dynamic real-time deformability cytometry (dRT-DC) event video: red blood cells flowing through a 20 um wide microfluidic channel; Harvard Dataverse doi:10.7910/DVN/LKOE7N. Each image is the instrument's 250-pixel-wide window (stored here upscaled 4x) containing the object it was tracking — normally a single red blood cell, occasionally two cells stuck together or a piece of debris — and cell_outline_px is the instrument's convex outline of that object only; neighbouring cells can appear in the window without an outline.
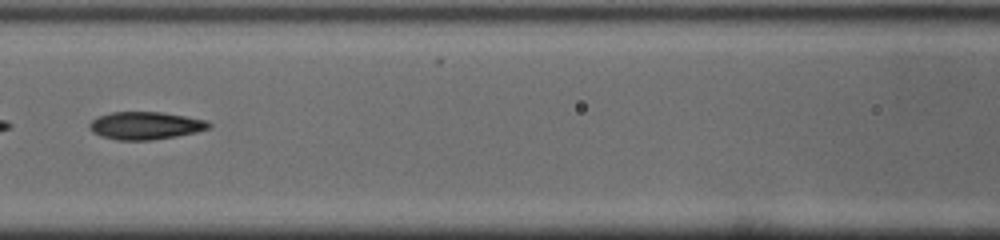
{"species": "common noctule bat (a hibernating species)", "species_latin": "Nyctalus noctula", "temperature_condition": "cold", "stored_images_in_passage": 39, "camera_frame_rate_fps": 3000, "um_per_image_px": 0.085, "animal": {"sex": "male", "body_mass_g": 19.0, "forearm_length_mm": 50.8}, "frame": {"image": 1, "passage_image": 12, "time_ms": 3.667, "image_size_px": [1000, 240], "cell_outline_px": [[212, 124], [208, 128], [196, 132], [176, 136], [152, 140], [116, 140], [100, 136], [92, 132], [88, 128], [88, 124], [96, 116], [112, 112], [160, 112], [208, 120]], "centroid_in_image_um": [12.32, 10.67], "position_along_channel_um": 154.3, "area_um2": 19.36}, "authors_computed_cell_mechanics": {"area_um2": 18.9584, "velocity_mm_per_s": 3.9391, "shape_relaxation_time_tau1_ms": null, "shape_relaxation_time_tau2_ms": 3.6183, "deformation_change_tau1": null, "deformation_change_tau2": 0.1236}}